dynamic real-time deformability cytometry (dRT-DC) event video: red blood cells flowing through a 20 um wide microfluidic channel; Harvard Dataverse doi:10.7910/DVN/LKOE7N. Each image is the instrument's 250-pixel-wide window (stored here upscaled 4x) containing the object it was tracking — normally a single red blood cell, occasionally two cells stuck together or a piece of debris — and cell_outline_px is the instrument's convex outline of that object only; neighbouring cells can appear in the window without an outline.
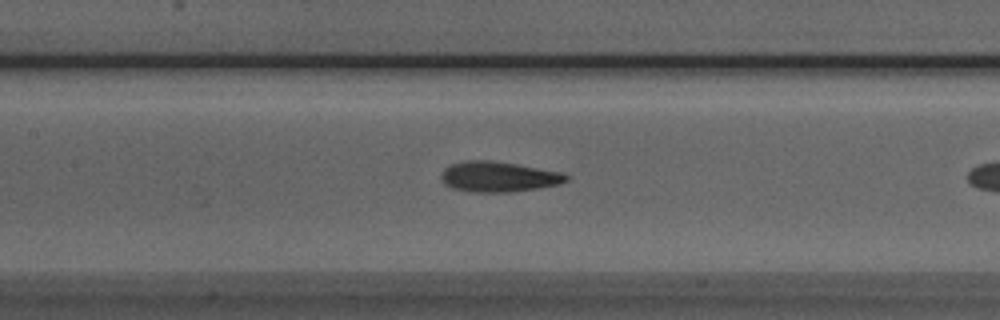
{"species": "Egyptian fruit bat (a non-hibernating species)", "species_latin": "Rousettus aegyptiacus", "temperature_condition": "room temperature", "stored_images_in_passage": 12, "camera_frame_rate_fps": 3000, "um_per_image_px": 0.085, "animal": {"sex": "male"}, "frame": {"image": 1, "passage_image": 10, "time_ms": 3.0, "image_size_px": [1000, 320], "cell_outline_px": [[568, 180], [560, 184], [536, 188], [508, 192], [472, 192], [452, 188], [444, 184], [440, 180], [440, 172], [444, 168], [452, 164], [464, 160], [488, 160], [516, 164], [560, 172], [568, 176]], "centroid_in_image_um": [42.3, 15.02], "position_along_channel_um": 165.1, "area_um2": 22.08}}